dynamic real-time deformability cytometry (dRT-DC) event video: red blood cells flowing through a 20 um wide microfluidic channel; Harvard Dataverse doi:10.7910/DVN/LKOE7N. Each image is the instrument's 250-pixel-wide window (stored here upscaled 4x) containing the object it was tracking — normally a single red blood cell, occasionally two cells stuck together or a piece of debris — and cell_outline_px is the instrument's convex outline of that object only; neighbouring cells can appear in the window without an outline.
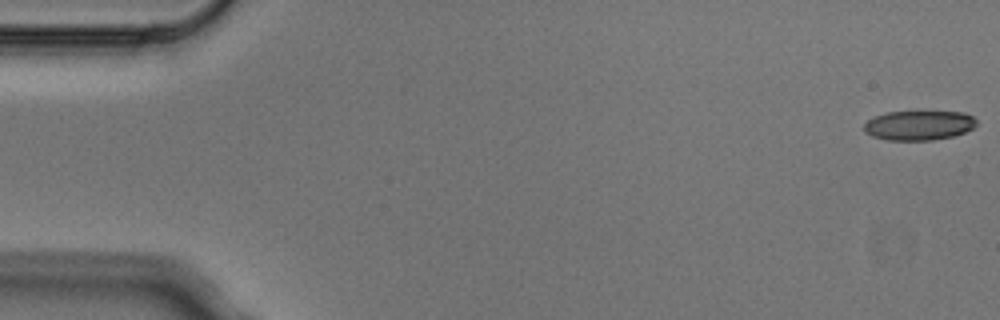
{"species": "Egyptian fruit bat (a non-hibernating species)", "species_latin": "Rousettus aegyptiacus", "temperature_condition": "cold", "stored_images_in_passage": 5, "camera_frame_rate_fps": 3000, "um_per_image_px": 0.085, "animal": {"sex": "male"}, "frame": {"image": 1, "passage_image": 1, "time_ms": 0.0, "image_size_px": [1000, 320], "cell_outline_px": [[976, 124], [972, 128], [964, 132], [952, 136], [932, 140], [888, 140], [872, 136], [864, 132], [864, 124], [868, 120], [876, 116], [888, 112], [964, 112], [972, 116], [976, 120]], "centroid_in_image_um": [78.09, 10.66], "position_along_channel_um": 6.9, "area_um2": 19.19}}
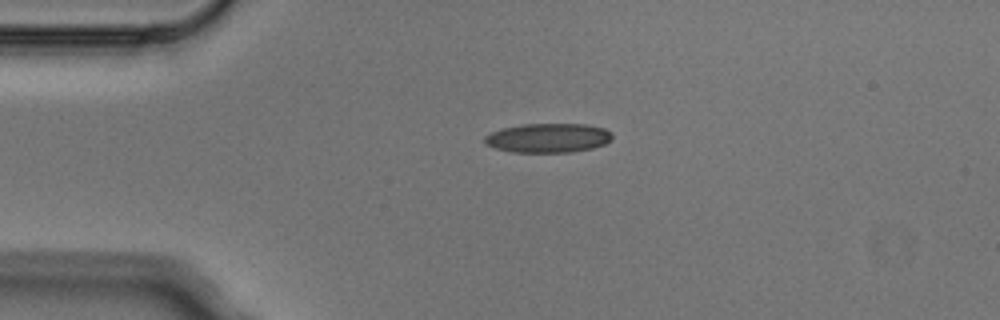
{"frame": {"image": 2, "passage_image": 4, "time_ms": 1.0, "image_size_px": [1000, 320], "cell_outline_px": [[612, 140], [604, 144], [592, 148], [572, 152], [512, 152], [496, 148], [484, 144], [484, 136], [492, 132], [504, 128], [524, 124], [584, 124], [604, 128], [612, 132]], "centroid_in_image_um": [46.6, 11.73], "position_along_channel_um": 38.4, "area_um2": 21.73}}